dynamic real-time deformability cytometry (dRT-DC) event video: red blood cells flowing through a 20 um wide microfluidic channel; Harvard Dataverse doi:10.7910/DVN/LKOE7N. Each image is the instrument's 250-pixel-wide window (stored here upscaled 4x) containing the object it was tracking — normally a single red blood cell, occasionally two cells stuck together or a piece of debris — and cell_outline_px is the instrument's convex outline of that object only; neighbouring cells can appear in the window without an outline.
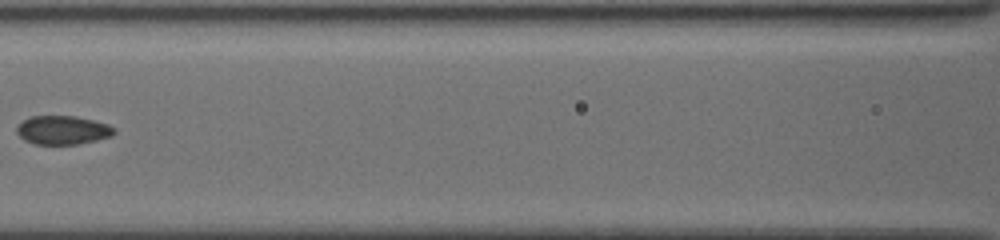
{"species": "common noctule bat (a hibernating species)", "species_latin": "Nyctalus noctula", "temperature_condition": "cold", "stored_images_in_passage": 24, "camera_frame_rate_fps": 3000, "um_per_image_px": 0.085, "animal": {"sex": "female", "body_mass_g": 19.5, "forearm_length_mm": 54.1}, "frame": {"image": 1, "passage_image": 14, "time_ms": 9.667, "image_size_px": [1000, 240], "cell_outline_px": [[116, 132], [112, 136], [96, 140], [76, 144], [36, 144], [24, 140], [16, 132], [16, 128], [28, 116], [76, 116], [108, 124], [116, 128]], "centroid_in_image_um": [5.34, 11.05], "position_along_channel_um": 161.3, "area_um2": 16.3}}
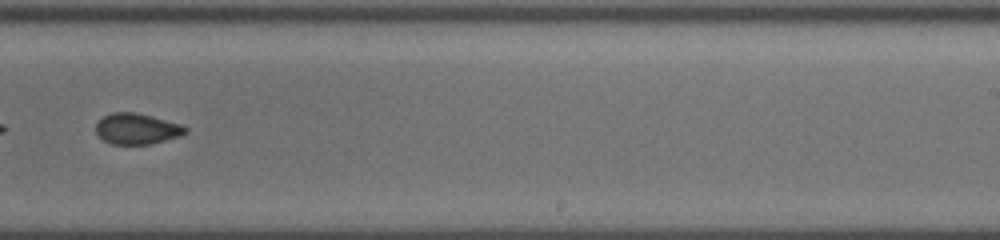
{"frame": {"image": 2, "passage_image": 17, "time_ms": 12.667, "image_size_px": [1000, 240], "cell_outline_px": [[188, 132], [180, 136], [152, 144], [112, 144], [104, 140], [96, 132], [96, 124], [104, 116], [112, 112], [136, 112], [180, 124], [188, 128]], "centroid_in_image_um": [11.65, 10.95], "position_along_channel_um": 277.3, "area_um2": 16.01}, "authors_computed_cell_mechanics": {"area_um2": 17.34, "velocity_mm_per_s": 3.9007, "shape_relaxation_time_tau1_ms": null, "shape_relaxation_time_tau2_ms": 1.2981, "deformation_change_tau1": null, "deformation_change_tau2": 0.0623}}